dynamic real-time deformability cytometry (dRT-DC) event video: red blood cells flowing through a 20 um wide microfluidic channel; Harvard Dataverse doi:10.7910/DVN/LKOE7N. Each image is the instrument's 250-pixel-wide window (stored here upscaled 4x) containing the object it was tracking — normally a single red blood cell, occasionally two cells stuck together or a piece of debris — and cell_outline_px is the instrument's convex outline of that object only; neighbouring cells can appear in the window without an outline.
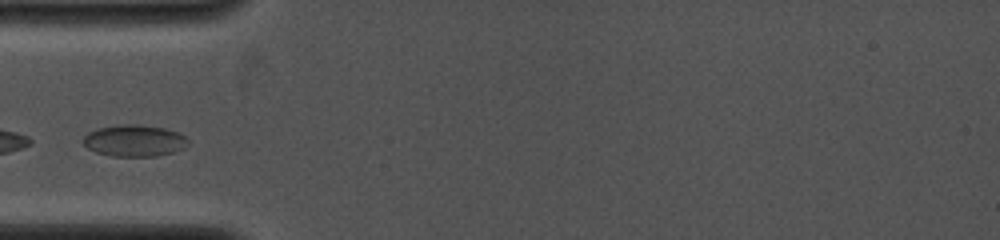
{"species": "common noctule bat (a hibernating species)", "species_latin": "Nyctalus noctula", "temperature_condition": "cold", "stored_images_in_passage": 5, "camera_frame_rate_fps": 4000, "um_per_image_px": 0.085, "animal": {"sex": "female", "body_mass_g": 19.0, "forearm_length_mm": 53.3}, "frame": {"image": 1, "passage_image": 1, "time_ms": 0.0, "image_size_px": [1000, 240], "cell_outline_px": [[188, 144], [184, 148], [172, 152], [156, 156], [112, 156], [96, 152], [88, 148], [84, 144], [84, 136], [88, 132], [100, 128], [124, 124], [136, 124], [164, 128], [176, 132], [184, 136], [188, 140]], "centroid_in_image_um": [11.42, 11.96], "position_along_channel_um": 73.6, "area_um2": 19.07}}